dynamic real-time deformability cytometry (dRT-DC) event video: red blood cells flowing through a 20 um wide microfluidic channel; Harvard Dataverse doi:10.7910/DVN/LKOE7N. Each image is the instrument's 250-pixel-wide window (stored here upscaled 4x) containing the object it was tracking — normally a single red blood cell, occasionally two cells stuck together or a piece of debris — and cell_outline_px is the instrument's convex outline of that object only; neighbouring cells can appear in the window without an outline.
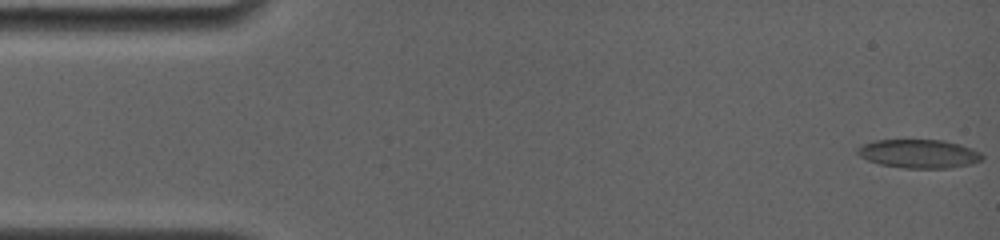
{"species": "common noctule bat (a hibernating species)", "species_latin": "Nyctalus noctula", "temperature_condition": "room temperature", "stored_images_in_passage": 29, "camera_frame_rate_fps": 4000, "um_per_image_px": 0.085, "animal": {"sex": "female", "body_mass_g": 19.0, "forearm_length_mm": 56.7}, "frame": {"image": 1, "passage_image": 1, "time_ms": 0.0, "image_size_px": [1000, 240], "cell_outline_px": [[984, 156], [980, 160], [972, 164], [948, 168], [904, 168], [880, 164], [868, 160], [860, 156], [856, 152], [856, 148], [864, 144], [876, 140], [944, 140], [960, 144], [972, 148], [980, 152]], "centroid_in_image_um": [78.12, 13.06], "position_along_channel_um": 6.9, "area_um2": 20.81}}
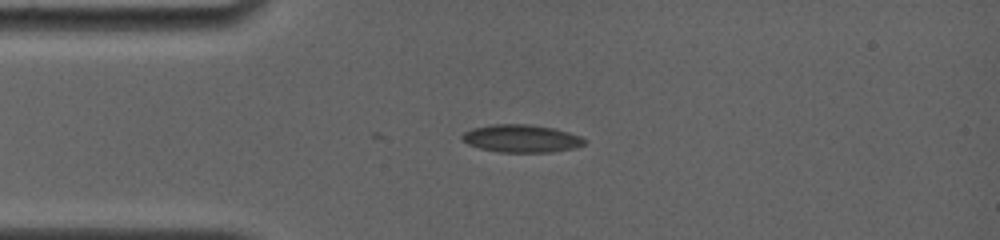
{"frame": {"image": 2, "passage_image": 16, "time_ms": 3.75, "image_size_px": [1000, 240], "cell_outline_px": [[588, 140], [584, 144], [576, 148], [552, 152], [500, 152], [480, 148], [468, 144], [460, 136], [464, 132], [472, 128], [492, 124], [528, 124], [552, 128], [568, 132], [580, 136]], "centroid_in_image_um": [44.33, 11.77], "position_along_channel_um": 40.7, "area_um2": 19.77}}
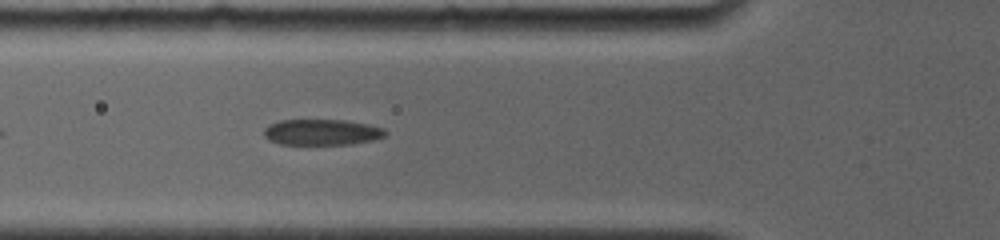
{"frame": {"image": 3, "passage_image": 21, "time_ms": 5.75, "image_size_px": [1000, 240], "cell_outline_px": [[388, 132], [384, 136], [372, 140], [352, 144], [280, 144], [268, 140], [264, 136], [264, 128], [268, 124], [280, 120], [344, 120], [368, 124], [384, 128]], "centroid_in_image_um": [27.34, 11.23], "position_along_channel_um": 98.5, "area_um2": 18.38}}